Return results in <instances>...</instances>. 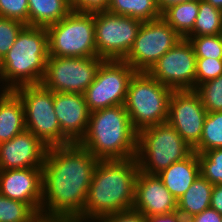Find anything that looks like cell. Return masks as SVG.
<instances>
[{
  "mask_svg": "<svg viewBox=\"0 0 222 222\" xmlns=\"http://www.w3.org/2000/svg\"><path fill=\"white\" fill-rule=\"evenodd\" d=\"M197 155L200 174L211 184L222 185V148L208 150Z\"/></svg>",
  "mask_w": 222,
  "mask_h": 222,
  "instance_id": "obj_28",
  "label": "cell"
},
{
  "mask_svg": "<svg viewBox=\"0 0 222 222\" xmlns=\"http://www.w3.org/2000/svg\"><path fill=\"white\" fill-rule=\"evenodd\" d=\"M29 26L47 27L66 17L71 0H28Z\"/></svg>",
  "mask_w": 222,
  "mask_h": 222,
  "instance_id": "obj_22",
  "label": "cell"
},
{
  "mask_svg": "<svg viewBox=\"0 0 222 222\" xmlns=\"http://www.w3.org/2000/svg\"><path fill=\"white\" fill-rule=\"evenodd\" d=\"M222 148V111L207 112L200 142L193 149L197 154Z\"/></svg>",
  "mask_w": 222,
  "mask_h": 222,
  "instance_id": "obj_26",
  "label": "cell"
},
{
  "mask_svg": "<svg viewBox=\"0 0 222 222\" xmlns=\"http://www.w3.org/2000/svg\"><path fill=\"white\" fill-rule=\"evenodd\" d=\"M181 39L182 37L162 17L142 22L135 41L123 61L136 72H148Z\"/></svg>",
  "mask_w": 222,
  "mask_h": 222,
  "instance_id": "obj_11",
  "label": "cell"
},
{
  "mask_svg": "<svg viewBox=\"0 0 222 222\" xmlns=\"http://www.w3.org/2000/svg\"><path fill=\"white\" fill-rule=\"evenodd\" d=\"M172 92L148 72L134 73L128 84L124 107L137 132L167 122Z\"/></svg>",
  "mask_w": 222,
  "mask_h": 222,
  "instance_id": "obj_5",
  "label": "cell"
},
{
  "mask_svg": "<svg viewBox=\"0 0 222 222\" xmlns=\"http://www.w3.org/2000/svg\"><path fill=\"white\" fill-rule=\"evenodd\" d=\"M24 106L13 90L0 95V144L25 130Z\"/></svg>",
  "mask_w": 222,
  "mask_h": 222,
  "instance_id": "obj_20",
  "label": "cell"
},
{
  "mask_svg": "<svg viewBox=\"0 0 222 222\" xmlns=\"http://www.w3.org/2000/svg\"><path fill=\"white\" fill-rule=\"evenodd\" d=\"M32 222H79L76 218L70 216H55L38 214Z\"/></svg>",
  "mask_w": 222,
  "mask_h": 222,
  "instance_id": "obj_39",
  "label": "cell"
},
{
  "mask_svg": "<svg viewBox=\"0 0 222 222\" xmlns=\"http://www.w3.org/2000/svg\"><path fill=\"white\" fill-rule=\"evenodd\" d=\"M205 1L211 4L213 7L220 9L222 11V0H205Z\"/></svg>",
  "mask_w": 222,
  "mask_h": 222,
  "instance_id": "obj_41",
  "label": "cell"
},
{
  "mask_svg": "<svg viewBox=\"0 0 222 222\" xmlns=\"http://www.w3.org/2000/svg\"><path fill=\"white\" fill-rule=\"evenodd\" d=\"M192 152L193 149L168 122L138 132L136 159L139 171L146 174L157 175Z\"/></svg>",
  "mask_w": 222,
  "mask_h": 222,
  "instance_id": "obj_6",
  "label": "cell"
},
{
  "mask_svg": "<svg viewBox=\"0 0 222 222\" xmlns=\"http://www.w3.org/2000/svg\"><path fill=\"white\" fill-rule=\"evenodd\" d=\"M138 132L124 105L90 112L87 130L78 144L98 160L136 158Z\"/></svg>",
  "mask_w": 222,
  "mask_h": 222,
  "instance_id": "obj_3",
  "label": "cell"
},
{
  "mask_svg": "<svg viewBox=\"0 0 222 222\" xmlns=\"http://www.w3.org/2000/svg\"><path fill=\"white\" fill-rule=\"evenodd\" d=\"M98 161L78 143L49 147L42 166L41 214L77 218Z\"/></svg>",
  "mask_w": 222,
  "mask_h": 222,
  "instance_id": "obj_1",
  "label": "cell"
},
{
  "mask_svg": "<svg viewBox=\"0 0 222 222\" xmlns=\"http://www.w3.org/2000/svg\"><path fill=\"white\" fill-rule=\"evenodd\" d=\"M159 11L162 13L168 7L187 1H200V0H156Z\"/></svg>",
  "mask_w": 222,
  "mask_h": 222,
  "instance_id": "obj_40",
  "label": "cell"
},
{
  "mask_svg": "<svg viewBox=\"0 0 222 222\" xmlns=\"http://www.w3.org/2000/svg\"><path fill=\"white\" fill-rule=\"evenodd\" d=\"M210 207L222 215V185L215 184L213 186Z\"/></svg>",
  "mask_w": 222,
  "mask_h": 222,
  "instance_id": "obj_38",
  "label": "cell"
},
{
  "mask_svg": "<svg viewBox=\"0 0 222 222\" xmlns=\"http://www.w3.org/2000/svg\"><path fill=\"white\" fill-rule=\"evenodd\" d=\"M54 111L61 133L71 142L78 143L87 130L90 111L83 94L54 93Z\"/></svg>",
  "mask_w": 222,
  "mask_h": 222,
  "instance_id": "obj_18",
  "label": "cell"
},
{
  "mask_svg": "<svg viewBox=\"0 0 222 222\" xmlns=\"http://www.w3.org/2000/svg\"><path fill=\"white\" fill-rule=\"evenodd\" d=\"M199 11V1H187L172 5L161 13V17L182 37L193 30Z\"/></svg>",
  "mask_w": 222,
  "mask_h": 222,
  "instance_id": "obj_23",
  "label": "cell"
},
{
  "mask_svg": "<svg viewBox=\"0 0 222 222\" xmlns=\"http://www.w3.org/2000/svg\"><path fill=\"white\" fill-rule=\"evenodd\" d=\"M0 17L17 20L29 26L28 0H0Z\"/></svg>",
  "mask_w": 222,
  "mask_h": 222,
  "instance_id": "obj_32",
  "label": "cell"
},
{
  "mask_svg": "<svg viewBox=\"0 0 222 222\" xmlns=\"http://www.w3.org/2000/svg\"><path fill=\"white\" fill-rule=\"evenodd\" d=\"M146 220L147 222H186L184 217L177 211L158 216H146Z\"/></svg>",
  "mask_w": 222,
  "mask_h": 222,
  "instance_id": "obj_37",
  "label": "cell"
},
{
  "mask_svg": "<svg viewBox=\"0 0 222 222\" xmlns=\"http://www.w3.org/2000/svg\"><path fill=\"white\" fill-rule=\"evenodd\" d=\"M197 58L189 40L182 38L148 71L173 91L195 90Z\"/></svg>",
  "mask_w": 222,
  "mask_h": 222,
  "instance_id": "obj_13",
  "label": "cell"
},
{
  "mask_svg": "<svg viewBox=\"0 0 222 222\" xmlns=\"http://www.w3.org/2000/svg\"><path fill=\"white\" fill-rule=\"evenodd\" d=\"M97 57L123 60L130 51L142 21L107 11L94 12Z\"/></svg>",
  "mask_w": 222,
  "mask_h": 222,
  "instance_id": "obj_10",
  "label": "cell"
},
{
  "mask_svg": "<svg viewBox=\"0 0 222 222\" xmlns=\"http://www.w3.org/2000/svg\"><path fill=\"white\" fill-rule=\"evenodd\" d=\"M46 27L25 26L1 60L0 79L10 83L3 90L23 85H40L48 60Z\"/></svg>",
  "mask_w": 222,
  "mask_h": 222,
  "instance_id": "obj_4",
  "label": "cell"
},
{
  "mask_svg": "<svg viewBox=\"0 0 222 222\" xmlns=\"http://www.w3.org/2000/svg\"><path fill=\"white\" fill-rule=\"evenodd\" d=\"M139 173L136 158L99 160L94 169L79 222L131 210L135 200V183ZM95 219V220H94Z\"/></svg>",
  "mask_w": 222,
  "mask_h": 222,
  "instance_id": "obj_2",
  "label": "cell"
},
{
  "mask_svg": "<svg viewBox=\"0 0 222 222\" xmlns=\"http://www.w3.org/2000/svg\"><path fill=\"white\" fill-rule=\"evenodd\" d=\"M46 29L49 56H97L94 13L71 11L62 20L47 26Z\"/></svg>",
  "mask_w": 222,
  "mask_h": 222,
  "instance_id": "obj_7",
  "label": "cell"
},
{
  "mask_svg": "<svg viewBox=\"0 0 222 222\" xmlns=\"http://www.w3.org/2000/svg\"><path fill=\"white\" fill-rule=\"evenodd\" d=\"M98 222H147L146 216L133 209L105 216Z\"/></svg>",
  "mask_w": 222,
  "mask_h": 222,
  "instance_id": "obj_35",
  "label": "cell"
},
{
  "mask_svg": "<svg viewBox=\"0 0 222 222\" xmlns=\"http://www.w3.org/2000/svg\"><path fill=\"white\" fill-rule=\"evenodd\" d=\"M25 26L20 21L0 17V60L13 46L18 34Z\"/></svg>",
  "mask_w": 222,
  "mask_h": 222,
  "instance_id": "obj_31",
  "label": "cell"
},
{
  "mask_svg": "<svg viewBox=\"0 0 222 222\" xmlns=\"http://www.w3.org/2000/svg\"><path fill=\"white\" fill-rule=\"evenodd\" d=\"M207 111L195 90L173 91L167 122L194 149L200 142Z\"/></svg>",
  "mask_w": 222,
  "mask_h": 222,
  "instance_id": "obj_14",
  "label": "cell"
},
{
  "mask_svg": "<svg viewBox=\"0 0 222 222\" xmlns=\"http://www.w3.org/2000/svg\"><path fill=\"white\" fill-rule=\"evenodd\" d=\"M133 210L145 216H158L177 211V199L158 175L139 171L135 183Z\"/></svg>",
  "mask_w": 222,
  "mask_h": 222,
  "instance_id": "obj_17",
  "label": "cell"
},
{
  "mask_svg": "<svg viewBox=\"0 0 222 222\" xmlns=\"http://www.w3.org/2000/svg\"><path fill=\"white\" fill-rule=\"evenodd\" d=\"M104 59L100 57L48 56L41 85L54 93L83 94L93 83Z\"/></svg>",
  "mask_w": 222,
  "mask_h": 222,
  "instance_id": "obj_9",
  "label": "cell"
},
{
  "mask_svg": "<svg viewBox=\"0 0 222 222\" xmlns=\"http://www.w3.org/2000/svg\"><path fill=\"white\" fill-rule=\"evenodd\" d=\"M37 215L28 204L0 194V222H32Z\"/></svg>",
  "mask_w": 222,
  "mask_h": 222,
  "instance_id": "obj_27",
  "label": "cell"
},
{
  "mask_svg": "<svg viewBox=\"0 0 222 222\" xmlns=\"http://www.w3.org/2000/svg\"><path fill=\"white\" fill-rule=\"evenodd\" d=\"M186 222H222V215L209 207L203 212L190 217Z\"/></svg>",
  "mask_w": 222,
  "mask_h": 222,
  "instance_id": "obj_36",
  "label": "cell"
},
{
  "mask_svg": "<svg viewBox=\"0 0 222 222\" xmlns=\"http://www.w3.org/2000/svg\"><path fill=\"white\" fill-rule=\"evenodd\" d=\"M213 186L200 174L187 191L177 200V212L187 220L209 208Z\"/></svg>",
  "mask_w": 222,
  "mask_h": 222,
  "instance_id": "obj_21",
  "label": "cell"
},
{
  "mask_svg": "<svg viewBox=\"0 0 222 222\" xmlns=\"http://www.w3.org/2000/svg\"><path fill=\"white\" fill-rule=\"evenodd\" d=\"M165 187L178 200L200 175V163L196 152L174 162L157 174Z\"/></svg>",
  "mask_w": 222,
  "mask_h": 222,
  "instance_id": "obj_19",
  "label": "cell"
},
{
  "mask_svg": "<svg viewBox=\"0 0 222 222\" xmlns=\"http://www.w3.org/2000/svg\"><path fill=\"white\" fill-rule=\"evenodd\" d=\"M0 194L41 214L42 168L0 170Z\"/></svg>",
  "mask_w": 222,
  "mask_h": 222,
  "instance_id": "obj_16",
  "label": "cell"
},
{
  "mask_svg": "<svg viewBox=\"0 0 222 222\" xmlns=\"http://www.w3.org/2000/svg\"><path fill=\"white\" fill-rule=\"evenodd\" d=\"M47 147L29 130L0 144V170L42 168Z\"/></svg>",
  "mask_w": 222,
  "mask_h": 222,
  "instance_id": "obj_15",
  "label": "cell"
},
{
  "mask_svg": "<svg viewBox=\"0 0 222 222\" xmlns=\"http://www.w3.org/2000/svg\"><path fill=\"white\" fill-rule=\"evenodd\" d=\"M192 44L196 58L222 59V34L206 36H187Z\"/></svg>",
  "mask_w": 222,
  "mask_h": 222,
  "instance_id": "obj_30",
  "label": "cell"
},
{
  "mask_svg": "<svg viewBox=\"0 0 222 222\" xmlns=\"http://www.w3.org/2000/svg\"><path fill=\"white\" fill-rule=\"evenodd\" d=\"M107 12L129 16L142 22L161 18L156 0H110Z\"/></svg>",
  "mask_w": 222,
  "mask_h": 222,
  "instance_id": "obj_24",
  "label": "cell"
},
{
  "mask_svg": "<svg viewBox=\"0 0 222 222\" xmlns=\"http://www.w3.org/2000/svg\"><path fill=\"white\" fill-rule=\"evenodd\" d=\"M207 112L222 111V75L195 88Z\"/></svg>",
  "mask_w": 222,
  "mask_h": 222,
  "instance_id": "obj_29",
  "label": "cell"
},
{
  "mask_svg": "<svg viewBox=\"0 0 222 222\" xmlns=\"http://www.w3.org/2000/svg\"><path fill=\"white\" fill-rule=\"evenodd\" d=\"M222 34V11L205 0L199 1V11L192 32L188 36Z\"/></svg>",
  "mask_w": 222,
  "mask_h": 222,
  "instance_id": "obj_25",
  "label": "cell"
},
{
  "mask_svg": "<svg viewBox=\"0 0 222 222\" xmlns=\"http://www.w3.org/2000/svg\"><path fill=\"white\" fill-rule=\"evenodd\" d=\"M135 72L123 60H104L93 83L83 93L89 111L124 105L128 84Z\"/></svg>",
  "mask_w": 222,
  "mask_h": 222,
  "instance_id": "obj_12",
  "label": "cell"
},
{
  "mask_svg": "<svg viewBox=\"0 0 222 222\" xmlns=\"http://www.w3.org/2000/svg\"><path fill=\"white\" fill-rule=\"evenodd\" d=\"M222 75V59L197 58L196 87Z\"/></svg>",
  "mask_w": 222,
  "mask_h": 222,
  "instance_id": "obj_33",
  "label": "cell"
},
{
  "mask_svg": "<svg viewBox=\"0 0 222 222\" xmlns=\"http://www.w3.org/2000/svg\"><path fill=\"white\" fill-rule=\"evenodd\" d=\"M24 106L25 128L47 148L69 145L61 133L54 111V92L40 85H23L13 90Z\"/></svg>",
  "mask_w": 222,
  "mask_h": 222,
  "instance_id": "obj_8",
  "label": "cell"
},
{
  "mask_svg": "<svg viewBox=\"0 0 222 222\" xmlns=\"http://www.w3.org/2000/svg\"><path fill=\"white\" fill-rule=\"evenodd\" d=\"M110 0H71L72 11L94 13L107 11Z\"/></svg>",
  "mask_w": 222,
  "mask_h": 222,
  "instance_id": "obj_34",
  "label": "cell"
}]
</instances>
